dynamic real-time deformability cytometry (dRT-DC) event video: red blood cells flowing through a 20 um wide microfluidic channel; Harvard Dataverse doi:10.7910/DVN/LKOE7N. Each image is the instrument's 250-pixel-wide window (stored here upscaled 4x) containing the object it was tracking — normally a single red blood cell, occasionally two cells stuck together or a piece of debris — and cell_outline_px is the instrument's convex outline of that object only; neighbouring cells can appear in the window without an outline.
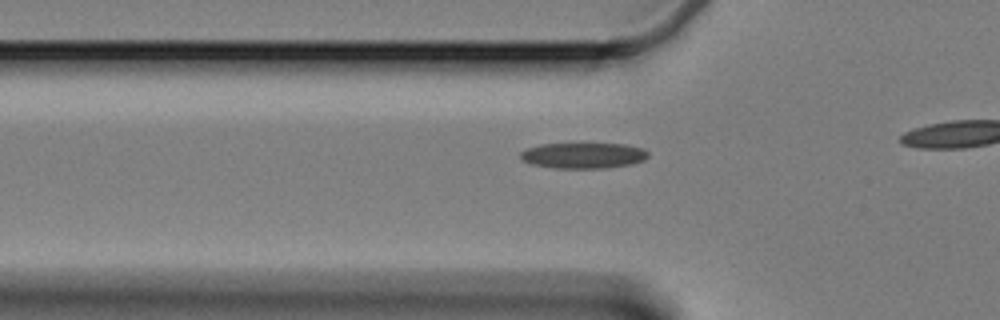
{"species": "Egyptian fruit bat (a non-hibernating species)", "species_latin": "Rousettus aegyptiacus", "temperature_condition": "cold", "stored_images_in_passage": 25, "camera_frame_rate_fps": 3000, "um_per_image_px": 0.085, "animal": {"sex": "female"}, "frame": {"image": 1, "passage_image": 15, "time_ms": 4.667, "image_size_px": [1000, 320], "cell_outline_px": [[648, 156], [644, 160], [632, 164], [608, 168], [552, 168], [532, 164], [520, 160], [520, 152], [528, 148], [540, 144], [624, 144], [644, 148], [648, 152]], "centroid_in_image_um": [49.58, 13.22], "position_along_channel_um": 76.2, "area_um2": 19.25}}
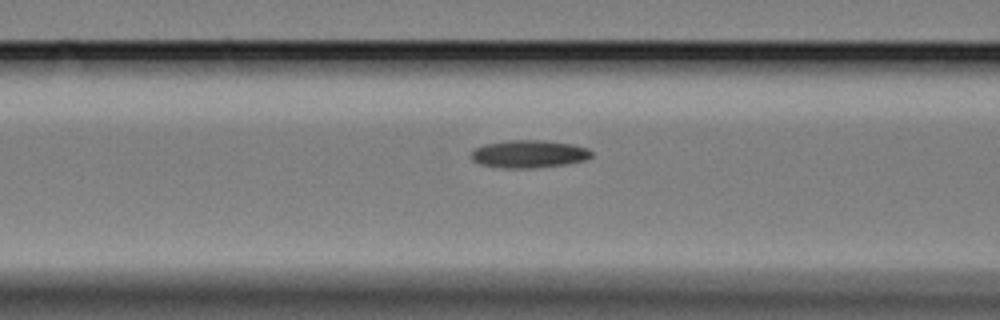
{"frame": {"image": 2, "passage_image": 19, "time_ms": 6.0, "image_size_px": [1000, 320], "cell_outline_px": [[592, 156], [588, 160], [564, 164], [532, 168], [500, 168], [480, 164], [472, 160], [468, 156], [476, 148], [484, 144], [508, 140], [540, 140], [572, 144], [588, 148], [592, 152]], "centroid_in_image_um": [44.94, 13.09], "position_along_channel_um": 121.7, "area_um2": 19.54}}
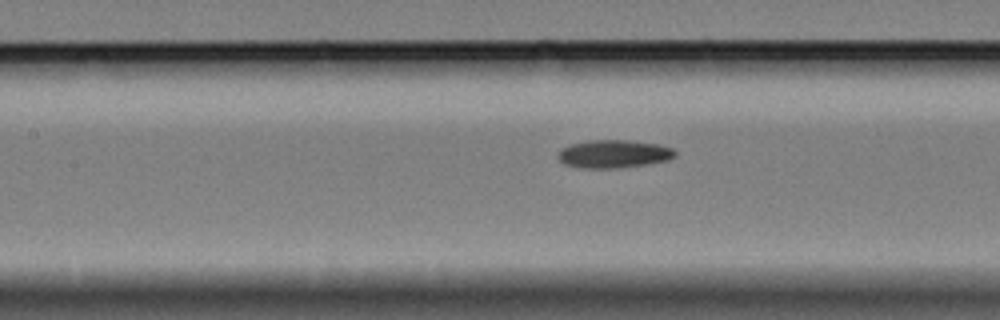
{"frame": {"image": 3, "passage_image": 22, "time_ms": 7.0, "image_size_px": [1000, 320], "cell_outline_px": [[676, 156], [668, 160], [620, 168], [580, 168], [564, 164], [556, 156], [560, 148], [572, 144], [588, 140], [624, 140], [656, 144], [672, 148], [676, 152]], "centroid_in_image_um": [52.12, 13.09], "position_along_channel_um": 155.3, "area_um2": 19.07}}